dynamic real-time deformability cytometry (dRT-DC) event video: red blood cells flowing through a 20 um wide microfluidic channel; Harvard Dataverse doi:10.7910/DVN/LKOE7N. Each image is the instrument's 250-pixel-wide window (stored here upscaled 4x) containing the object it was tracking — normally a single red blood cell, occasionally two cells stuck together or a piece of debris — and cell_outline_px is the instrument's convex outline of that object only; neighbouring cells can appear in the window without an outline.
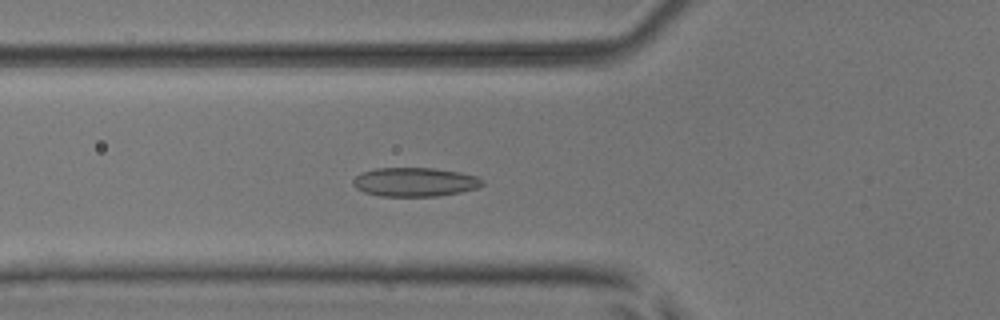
{"species": "common noctule bat (a hibernating species)", "species_latin": "Nyctalus noctula", "temperature_condition": "room temperature", "stored_images_in_passage": 43, "camera_frame_rate_fps": 3000, "um_per_image_px": 0.085, "animal": {"sex": "male", "body_mass_g": 17.9, "forearm_length_mm": 54.2}, "frame": {"image": 1, "passage_image": 10, "time_ms": 3.0, "image_size_px": [1000, 320], "cell_outline_px": [[484, 184], [476, 188], [460, 192], [436, 196], [380, 196], [364, 192], [356, 188], [352, 184], [352, 180], [360, 172], [376, 168], [432, 168], [460, 172], [476, 176], [484, 180]], "centroid_in_image_um": [35.23, 15.47], "position_along_channel_um": 90.6, "area_um2": 21.85}}
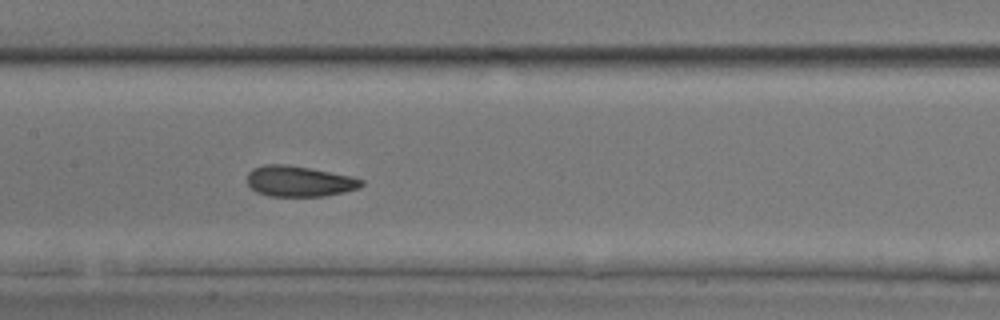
{"frame": {"image": 2, "passage_image": 17, "time_ms": 5.333, "image_size_px": [1000, 320], "cell_outline_px": [[364, 184], [356, 188], [344, 192], [324, 196], [268, 196], [256, 192], [248, 184], [248, 172], [252, 168], [264, 164], [284, 164], [308, 168], [352, 176], [364, 180]], "centroid_in_image_um": [25.41, 15.41], "position_along_channel_um": 182.0, "area_um2": 20.35}}
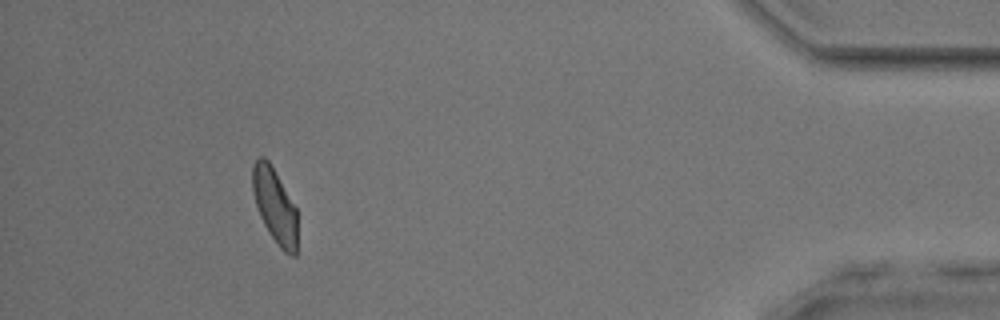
{"frame": {"image": 3, "passage_image": 39, "time_ms": 12.667, "image_size_px": [1000, 320], "cell_outline_px": [[296, 256], [292, 256], [284, 252], [280, 248], [268, 232], [260, 216], [252, 192], [252, 164], [260, 156], [264, 156], [268, 160], [296, 208]], "centroid_in_image_um": [23.33, 17.48], "position_along_channel_um": 411.9, "area_um2": 19.31}, "authors_computed_cell_mechanics": {"area_um2": 20.3456, "velocity_mm_per_s": 3.9161, "shape_relaxation_time_tau1_ms": 4.2699, "shape_relaxation_time_tau2_ms": 1.3103, "deformation_change_tau1": 0.1053, "deformation_change_tau2": 0.0815}}